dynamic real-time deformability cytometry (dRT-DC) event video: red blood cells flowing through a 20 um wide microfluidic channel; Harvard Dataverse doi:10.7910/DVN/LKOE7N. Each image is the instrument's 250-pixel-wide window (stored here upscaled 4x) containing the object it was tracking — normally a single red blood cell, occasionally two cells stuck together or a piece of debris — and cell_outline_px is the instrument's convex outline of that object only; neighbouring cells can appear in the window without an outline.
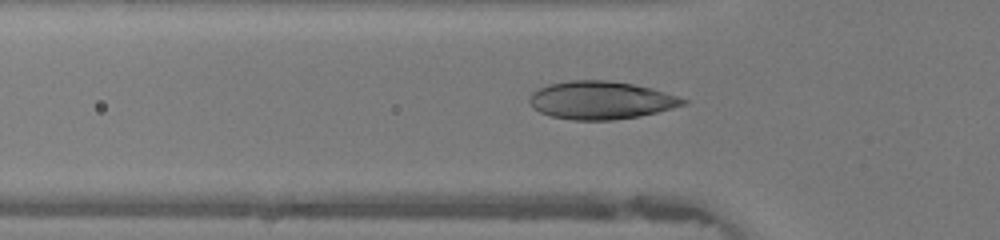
{"species": "human", "species_latin": "Homo sapiens", "temperature_condition": "warm", "stored_images_in_passage": 43, "camera_frame_rate_fps": 3000, "um_per_image_px": 0.085, "donor": {"sex": "female"}, "frame": {"image": 1, "passage_image": 14, "time_ms": 4.333, "image_size_px": [1000, 240], "cell_outline_px": [[688, 104], [640, 116], [612, 120], [572, 120], [552, 116], [540, 112], [532, 108], [528, 100], [532, 92], [548, 84], [568, 80], [608, 80], [632, 84], [652, 88], [688, 100]], "centroid_in_image_um": [51.05, 8.52], "position_along_channel_um": 74.7, "area_um2": 33.99}}
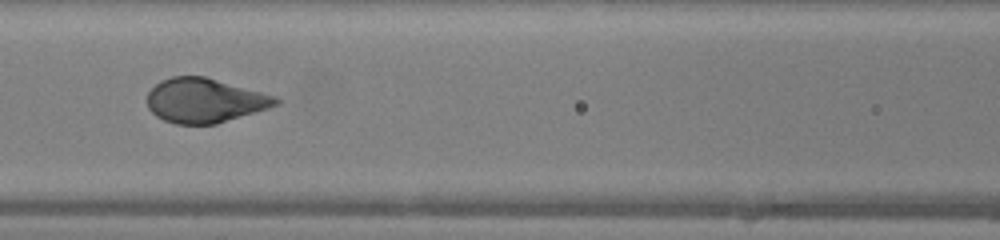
{"frame": {"image": 2, "passage_image": 19, "time_ms": 6.0, "image_size_px": [1000, 240], "cell_outline_px": [[280, 104], [268, 108], [216, 124], [176, 124], [164, 120], [156, 116], [148, 108], [148, 92], [160, 80], [172, 76], [204, 76], [276, 96], [280, 100]], "centroid_in_image_um": [17.39, 8.54], "position_along_channel_um": 149.2, "area_um2": 33.12}}
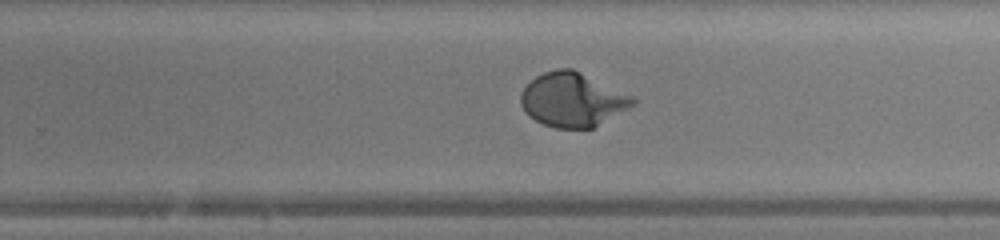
{"frame": {"image": 3, "passage_image": 28, "time_ms": 9.0, "image_size_px": [1000, 240], "cell_outline_px": [[636, 104], [592, 128], [556, 128], [544, 124], [536, 120], [520, 104], [520, 96], [524, 88], [536, 76], [544, 72], [556, 68], [572, 68], [632, 96], [636, 100]], "centroid_in_image_um": [48.67, 8.46], "position_along_channel_um": 281.1, "area_um2": 34.74}, "authors_computed_cell_mechanics": {"area_um2": 34.8534, "velocity_mm_per_s": 4.407, "shape_relaxation_time_tau1_ms": 2.7702, "shape_relaxation_time_tau2_ms": null, "deformation_change_tau1": 0.2031, "deformation_change_tau2": null}}